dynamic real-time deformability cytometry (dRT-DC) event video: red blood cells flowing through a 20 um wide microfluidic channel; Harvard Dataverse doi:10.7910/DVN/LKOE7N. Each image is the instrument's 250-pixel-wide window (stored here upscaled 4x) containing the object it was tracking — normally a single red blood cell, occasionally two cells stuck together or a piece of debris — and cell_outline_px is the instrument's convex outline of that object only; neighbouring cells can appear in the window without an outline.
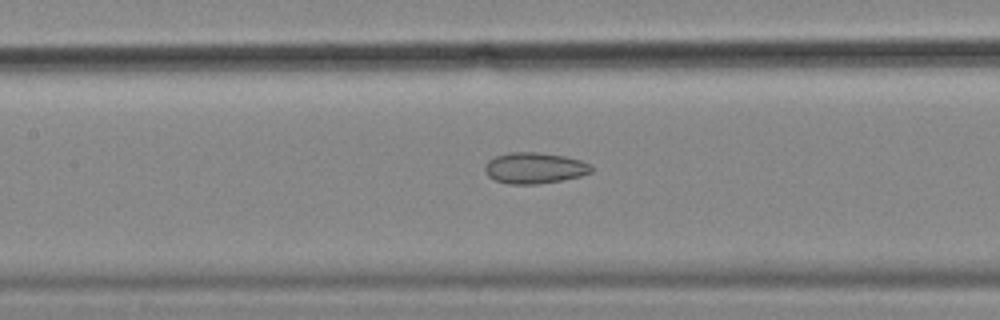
{"species": "common noctule bat (a hibernating species)", "species_latin": "Nyctalus noctula", "temperature_condition": "cold", "stored_images_in_passage": 14, "camera_frame_rate_fps": 3000, "um_per_image_px": 0.085, "animal": {"sex": "female", "body_mass_g": 18.4}, "frame": {"image": 1, "passage_image": 8, "time_ms": 2.333, "image_size_px": [1000, 320], "cell_outline_px": [[596, 168], [592, 172], [580, 176], [560, 180], [536, 184], [508, 184], [496, 180], [488, 176], [484, 172], [484, 164], [488, 160], [496, 156], [508, 152], [536, 152], [564, 156], [580, 160], [592, 164]], "centroid_in_image_um": [45.44, 14.27], "position_along_channel_um": 162.0, "area_um2": 19.42}}
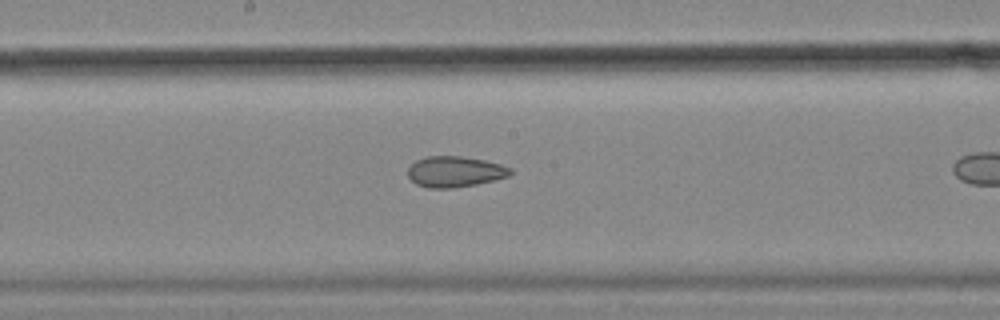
{"frame": {"image": 2, "passage_image": 12, "time_ms": 3.667, "image_size_px": [1000, 320], "cell_outline_px": [[512, 172], [508, 176], [476, 184], [452, 188], [428, 188], [416, 184], [408, 176], [408, 168], [416, 160], [428, 156], [460, 156], [484, 160], [500, 164], [512, 168]], "centroid_in_image_um": [38.65, 14.59], "position_along_channel_um": 209.6, "area_um2": 18.26}}